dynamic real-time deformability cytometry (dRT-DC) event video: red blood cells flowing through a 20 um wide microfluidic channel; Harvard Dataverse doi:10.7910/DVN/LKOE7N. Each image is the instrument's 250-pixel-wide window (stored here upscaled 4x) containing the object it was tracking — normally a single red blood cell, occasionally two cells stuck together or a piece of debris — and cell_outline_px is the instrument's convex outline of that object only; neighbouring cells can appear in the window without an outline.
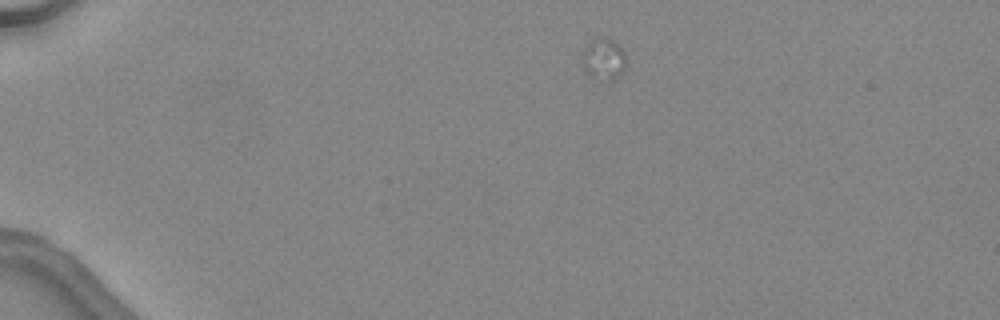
{"species": "common noctule bat (a hibernating species)", "species_latin": "Nyctalus noctula", "temperature_condition": "warm", "stored_images_in_passage": 2, "camera_frame_rate_fps": 3000, "um_per_image_px": 0.085, "animal": {"sex": "female", "body_mass_g": 24.6, "forearm_length_mm": 56.2}, "frame": {"image": 1, "passage_image": 1, "time_ms": 0.0, "image_size_px": [1000, 320], "cell_outline_px": [[628, 64], [620, 76], [612, 80], [592, 76], [584, 68], [580, 56], [580, 52], [588, 40], [596, 36], [612, 40], [624, 52]], "centroid_in_image_um": [51.28, 4.97], "position_along_channel_um": 33.7, "area_um2": 10.87}}